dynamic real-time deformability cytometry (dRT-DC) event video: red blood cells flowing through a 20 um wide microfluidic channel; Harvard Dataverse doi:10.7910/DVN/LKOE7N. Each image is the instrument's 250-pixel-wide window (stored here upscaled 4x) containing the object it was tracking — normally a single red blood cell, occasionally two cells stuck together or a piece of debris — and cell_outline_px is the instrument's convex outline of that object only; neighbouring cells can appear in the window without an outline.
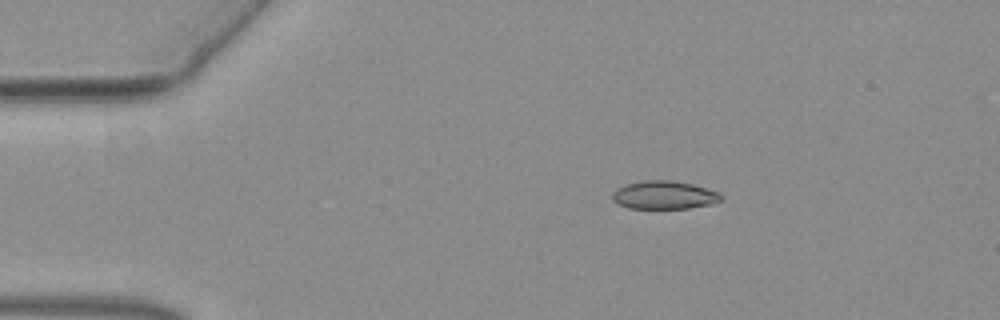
{"species": "common noctule bat (a hibernating species)", "species_latin": "Nyctalus noctula", "temperature_condition": "warm", "stored_images_in_passage": 44, "camera_frame_rate_fps": 3000, "um_per_image_px": 0.085, "animal": {"sex": "female", "body_mass_g": 19.3, "forearm_length_mm": 54.1}, "frame": {"image": 1, "passage_image": 1, "time_ms": 0.0, "image_size_px": [1000, 320], "cell_outline_px": [[724, 200], [712, 204], [688, 208], [628, 208], [616, 204], [612, 200], [612, 192], [616, 188], [624, 184], [644, 180], [672, 180], [692, 184], [720, 192], [724, 196]], "centroid_in_image_um": [56.45, 16.57], "position_along_channel_um": 28.5, "area_um2": 18.21}}
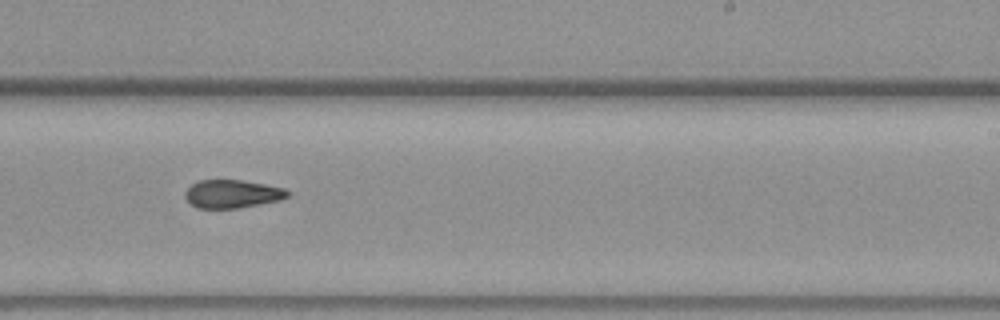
{"frame": {"image": 2, "passage_image": 24, "time_ms": 7.667, "image_size_px": [1000, 320], "cell_outline_px": [[292, 192], [288, 196], [280, 200], [240, 208], [196, 208], [184, 196], [184, 192], [192, 184], [200, 180], [240, 180], [264, 184], [284, 188]], "centroid_in_image_um": [19.76, 16.48], "position_along_channel_um": 269.2, "area_um2": 16.82}}
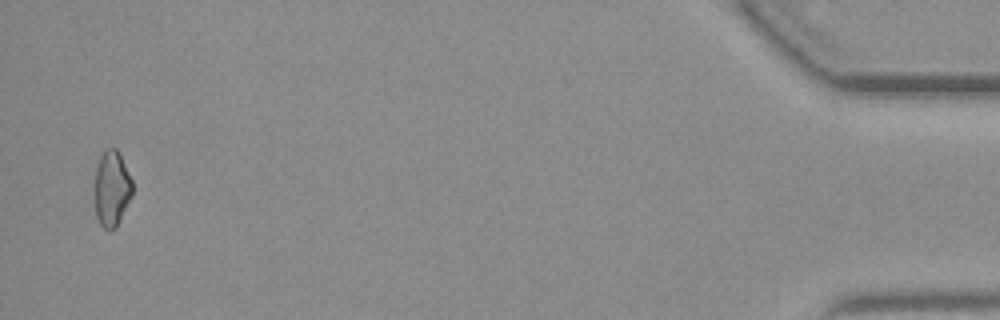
{"frame": {"image": 3, "passage_image": 43, "time_ms": 14.0, "image_size_px": [1000, 320], "cell_outline_px": [[132, 196], [116, 228], [108, 232], [100, 224], [96, 216], [92, 188], [96, 164], [104, 148], [116, 148], [120, 152], [132, 180]], "centroid_in_image_um": [9.45, 16.02], "position_along_channel_um": 425.7, "area_um2": 17.51}}